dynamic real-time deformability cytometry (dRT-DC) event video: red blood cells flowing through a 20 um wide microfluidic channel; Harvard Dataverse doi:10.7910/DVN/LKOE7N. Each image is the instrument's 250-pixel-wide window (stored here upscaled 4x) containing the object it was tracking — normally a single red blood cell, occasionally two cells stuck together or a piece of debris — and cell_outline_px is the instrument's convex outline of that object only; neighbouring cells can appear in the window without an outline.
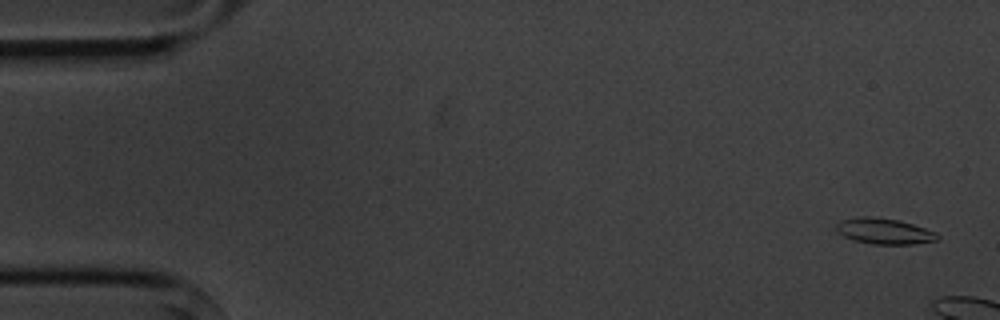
{"species": "common noctule bat (a hibernating species)", "species_latin": "Nyctalus noctula", "temperature_condition": "cold", "stored_images_in_passage": 3, "camera_frame_rate_fps": 3000, "um_per_image_px": 0.085, "animal": {"sex": "male", "body_mass_g": 20.1, "forearm_length_mm": 53.5}, "frame": {"image": 1, "passage_image": 1, "time_ms": 0.0, "image_size_px": [1000, 320], "cell_outline_px": [[940, 240], [912, 244], [872, 244], [852, 240], [836, 232], [836, 224], [840, 220], [860, 216], [868, 216], [900, 220], [936, 232], [940, 236]], "centroid_in_image_um": [75.15, 19.65], "position_along_channel_um": 9.9, "area_um2": 15.37}}